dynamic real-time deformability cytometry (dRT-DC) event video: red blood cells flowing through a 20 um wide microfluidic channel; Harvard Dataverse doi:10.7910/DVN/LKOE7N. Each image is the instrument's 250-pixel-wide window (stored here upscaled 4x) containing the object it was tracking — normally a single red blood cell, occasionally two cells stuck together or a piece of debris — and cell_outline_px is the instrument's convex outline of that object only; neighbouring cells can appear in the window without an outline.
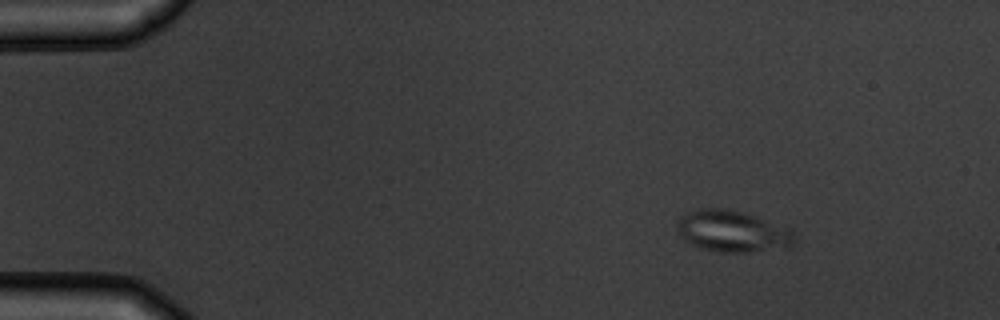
{"species": "common noctule bat (a hibernating species)", "species_latin": "Nyctalus noctula", "temperature_condition": "warm", "stored_images_in_passage": 8, "camera_frame_rate_fps": 3000, "um_per_image_px": 0.085, "animal": {"sex": "male", "body_mass_g": 19.5, "forearm_length_mm": 54.6}, "frame": {"image": 1, "passage_image": 2, "time_ms": 1.333, "image_size_px": [1000, 320], "cell_outline_px": [[792, 244], [788, 248], [748, 252], [716, 252], [700, 248], [684, 240], [680, 236], [676, 228], [676, 220], [680, 216], [696, 208], [728, 208], [792, 228]], "centroid_in_image_um": [62.2, 19.66], "position_along_channel_um": 22.8, "area_um2": 28.61}}